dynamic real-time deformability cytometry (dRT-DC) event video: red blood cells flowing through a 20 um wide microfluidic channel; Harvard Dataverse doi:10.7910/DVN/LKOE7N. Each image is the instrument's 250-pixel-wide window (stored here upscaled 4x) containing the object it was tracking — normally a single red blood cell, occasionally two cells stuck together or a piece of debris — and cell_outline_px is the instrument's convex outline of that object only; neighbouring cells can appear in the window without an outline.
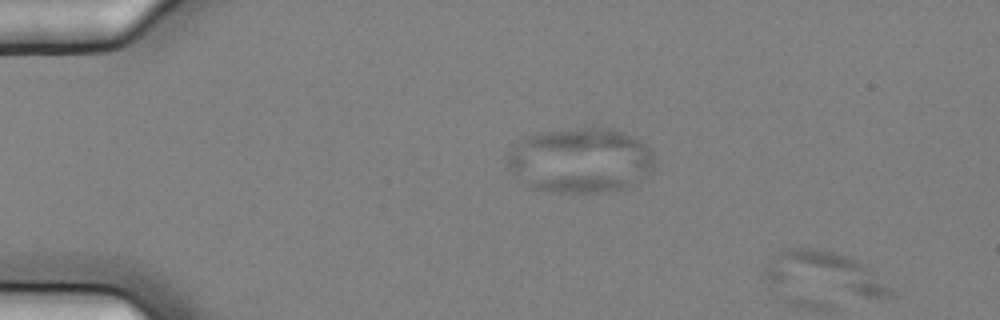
{"species": "common noctule bat (a hibernating species)", "species_latin": "Nyctalus noctula", "temperature_condition": "cold", "stored_images_in_passage": 4, "segment_of_instrument_passage": [2, 2], "camera_frame_rate_fps": 3000, "um_per_image_px": 0.085, "animal": {"sex": "female", "body_mass_g": 25.1}, "frame": {"image": 1, "passage_image": 4, "time_ms": 1.0, "image_size_px": [1000, 320], "cell_outline_px": [[896, 296], [864, 296], [764, 280], [760, 272], [760, 268], [780, 252], [788, 248], [812, 248], [832, 252], [856, 260], [864, 264]], "centroid_in_image_um": [70.0, 23.16], "position_along_channel_um": 15.0, "area_um2": 29.07}}